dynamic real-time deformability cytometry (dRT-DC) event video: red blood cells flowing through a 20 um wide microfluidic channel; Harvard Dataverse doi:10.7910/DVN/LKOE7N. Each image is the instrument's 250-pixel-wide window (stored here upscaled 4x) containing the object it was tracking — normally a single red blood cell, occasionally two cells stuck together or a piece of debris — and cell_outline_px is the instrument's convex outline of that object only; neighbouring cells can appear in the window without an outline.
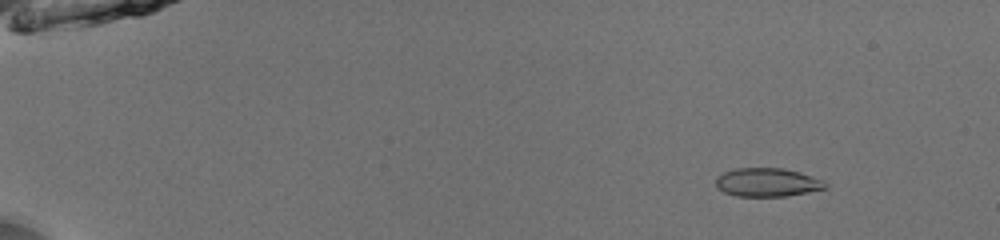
{"species": "common noctule bat (a hibernating species)", "species_latin": "Nyctalus noctula", "temperature_condition": "room temperature", "stored_images_in_passage": 53, "camera_frame_rate_fps": 3000, "um_per_image_px": 0.085, "animal": {"sex": "male", "body_mass_g": 13.0, "forearm_length_mm": 53.1}, "frame": {"image": 1, "passage_image": 7, "time_ms": 2.0, "image_size_px": [1000, 240], "cell_outline_px": [[828, 184], [824, 188], [808, 192], [788, 196], [736, 196], [724, 192], [716, 188], [716, 180], [724, 172], [736, 168], [784, 168], [800, 172], [824, 180]], "centroid_in_image_um": [65.23, 15.5], "position_along_channel_um": 19.8, "area_um2": 18.21}}
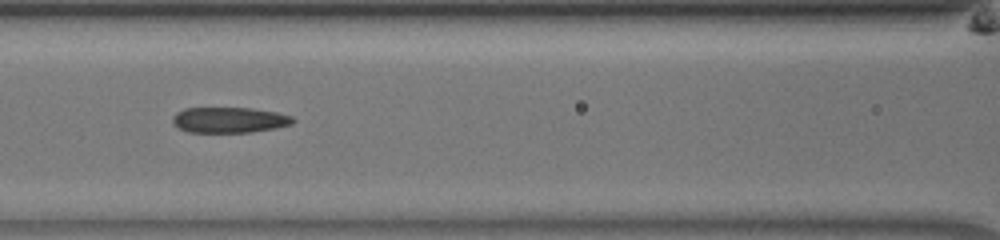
{"frame": {"image": 2, "passage_image": 26, "time_ms": 8.333, "image_size_px": [1000, 240], "cell_outline_px": [[296, 120], [292, 124], [276, 128], [252, 132], [188, 132], [176, 128], [172, 124], [172, 116], [176, 112], [184, 108], [252, 108], [276, 112], [292, 116]], "centroid_in_image_um": [19.46, 10.2], "position_along_channel_um": 147.1, "area_um2": 18.21}}
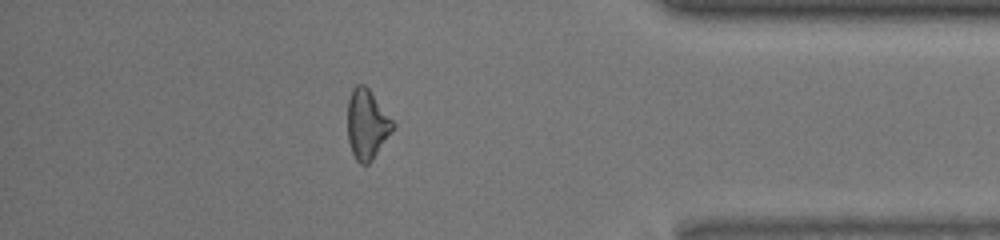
{"frame": {"image": 3, "passage_image": 47, "time_ms": 15.333, "image_size_px": [1000, 240], "cell_outline_px": [[396, 124], [372, 160], [368, 164], [360, 164], [356, 160], [352, 152], [348, 140], [348, 100], [352, 88], [356, 84], [364, 84], [368, 88]], "centroid_in_image_um": [31.18, 10.55], "position_along_channel_um": 404.0, "area_um2": 18.21}, "authors_computed_cell_mechanics": {"area_um2": 18.3804, "velocity_mm_per_s": 3.9779, "shape_relaxation_time_tau1_ms": 9.0629, "shape_relaxation_time_tau2_ms": 3.0389, "deformation_change_tau1": 0.2089, "deformation_change_tau2": 0.1267}}